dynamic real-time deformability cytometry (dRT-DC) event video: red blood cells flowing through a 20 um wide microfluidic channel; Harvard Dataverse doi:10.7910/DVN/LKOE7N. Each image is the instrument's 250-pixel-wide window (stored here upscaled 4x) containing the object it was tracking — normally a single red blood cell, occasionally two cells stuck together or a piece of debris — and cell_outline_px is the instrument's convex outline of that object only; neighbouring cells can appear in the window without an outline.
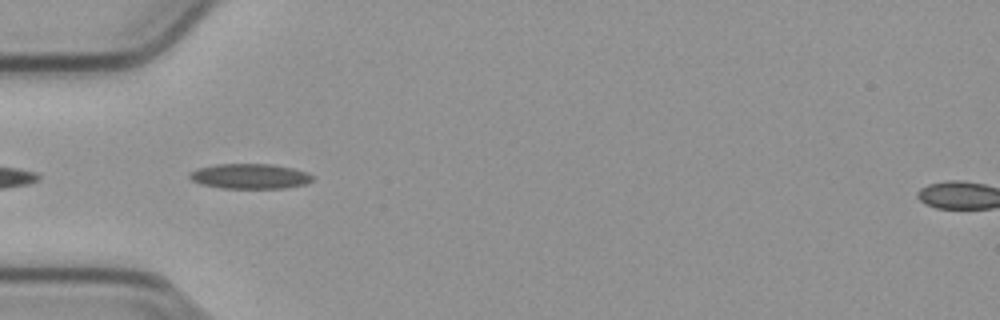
{"species": "common noctule bat (a hibernating species)", "species_latin": "Nyctalus noctula", "temperature_condition": "cold", "stored_images_in_passage": 8, "camera_frame_rate_fps": 3000, "um_per_image_px": 0.085, "animal": {"sex": "male", "body_mass_g": 23.1, "forearm_length_mm": 52.7}, "frame": {"image": 1, "passage_image": 2, "time_ms": 0.333, "image_size_px": [1000, 320], "cell_outline_px": [[312, 180], [304, 184], [284, 188], [220, 188], [200, 184], [192, 180], [188, 176], [188, 172], [196, 168], [216, 164], [272, 164], [292, 168], [304, 172], [312, 176]], "centroid_in_image_um": [21.15, 14.98], "position_along_channel_um": 63.8, "area_um2": 17.92}}
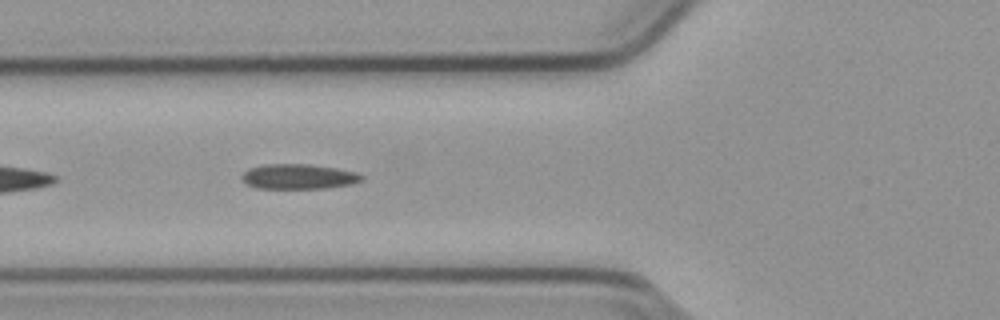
{"frame": {"image": 2, "passage_image": 5, "time_ms": 1.333, "image_size_px": [1000, 320], "cell_outline_px": [[364, 180], [352, 184], [324, 188], [256, 188], [248, 184], [240, 176], [248, 168], [260, 164], [308, 164], [336, 168], [356, 172], [364, 176]], "centroid_in_image_um": [25.38, 15.0], "position_along_channel_um": 100.4, "area_um2": 17.51}}